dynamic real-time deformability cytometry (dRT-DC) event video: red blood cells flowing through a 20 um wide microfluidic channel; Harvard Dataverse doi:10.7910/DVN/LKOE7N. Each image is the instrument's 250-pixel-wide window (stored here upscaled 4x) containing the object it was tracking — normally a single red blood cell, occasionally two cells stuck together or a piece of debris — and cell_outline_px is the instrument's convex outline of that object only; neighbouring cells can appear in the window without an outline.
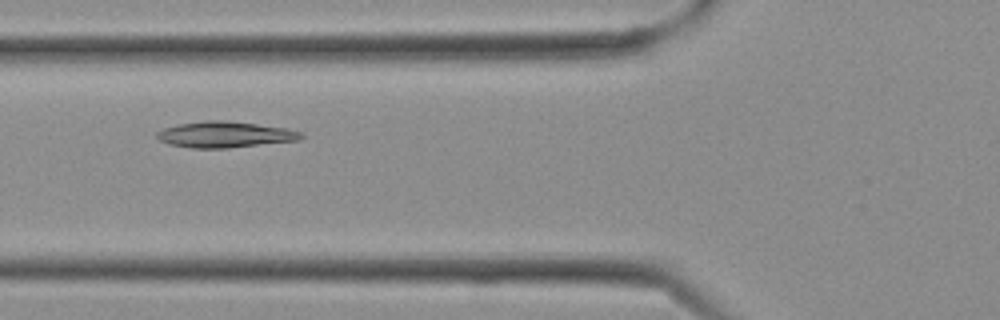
{"species": "Egyptian fruit bat (a non-hibernating species)", "species_latin": "Rousettus aegyptiacus", "temperature_condition": "cold", "stored_images_in_passage": 13, "camera_frame_rate_fps": 3000, "um_per_image_px": 0.085, "frame": {"image": 1, "passage_image": 8, "time_ms": 2.333, "image_size_px": [1000, 320], "cell_outline_px": [[304, 136], [300, 140], [228, 148], [192, 148], [168, 144], [160, 140], [156, 136], [156, 132], [164, 128], [176, 124], [208, 120], [224, 120], [288, 128], [304, 132]], "centroid_in_image_um": [19.14, 11.43], "position_along_channel_um": 106.7, "area_um2": 22.02}}
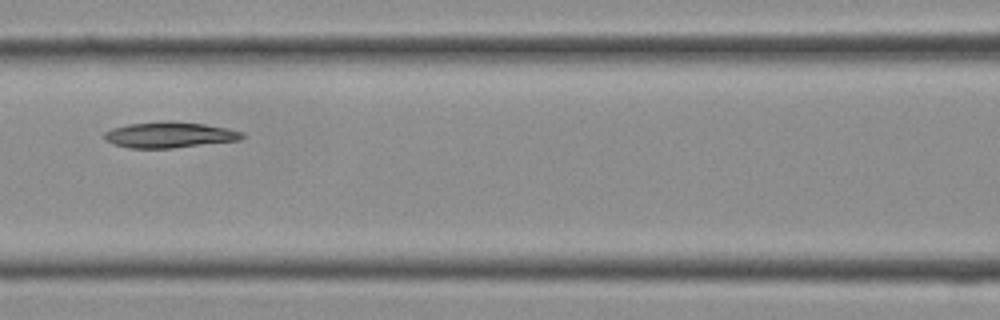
{"frame": {"image": 2, "passage_image": 10, "time_ms": 3.0, "image_size_px": [1000, 320], "cell_outline_px": [[244, 136], [240, 140], [172, 148], [128, 148], [112, 144], [104, 140], [104, 132], [112, 128], [128, 124], [168, 120], [204, 124], [228, 128], [244, 132]], "centroid_in_image_um": [14.38, 11.46], "position_along_channel_um": 152.2, "area_um2": 20.92}}
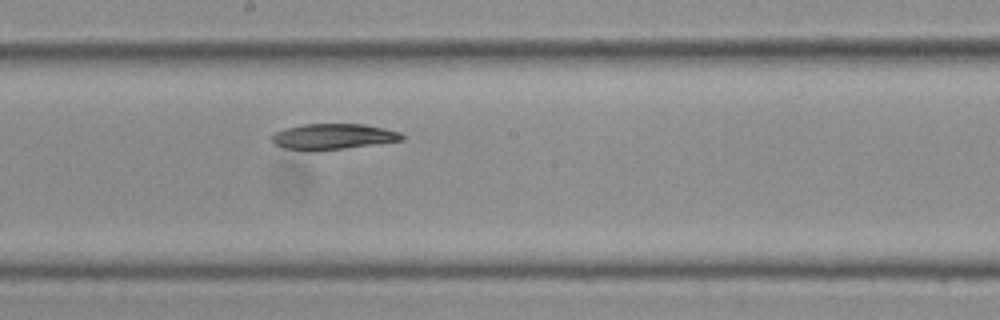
{"frame": {"image": 3, "passage_image": 13, "time_ms": 4.0, "image_size_px": [1000, 320], "cell_outline_px": [[404, 140], [344, 148], [284, 148], [276, 144], [268, 136], [272, 132], [284, 128], [304, 124], [364, 124], [384, 128], [400, 132], [404, 136]], "centroid_in_image_um": [28.31, 11.56], "position_along_channel_um": 219.9, "area_um2": 18.9}}